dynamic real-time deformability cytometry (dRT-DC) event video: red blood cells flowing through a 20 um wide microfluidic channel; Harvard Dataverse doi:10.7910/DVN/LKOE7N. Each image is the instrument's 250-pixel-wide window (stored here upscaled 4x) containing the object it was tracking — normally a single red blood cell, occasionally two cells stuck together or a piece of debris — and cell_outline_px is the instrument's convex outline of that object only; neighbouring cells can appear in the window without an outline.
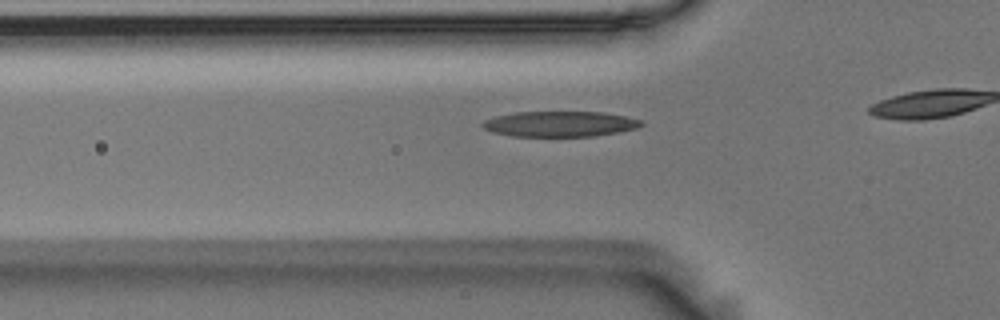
{"species": "Egyptian fruit bat (a non-hibernating species)", "species_latin": "Rousettus aegyptiacus", "temperature_condition": "room temperature", "stored_images_in_passage": 20, "camera_frame_rate_fps": 3000, "um_per_image_px": 0.085, "animal": {"sex": "male"}, "frame": {"image": 1, "passage_image": 15, "time_ms": 4.667, "image_size_px": [1000, 320], "cell_outline_px": [[644, 124], [636, 128], [620, 132], [592, 136], [512, 136], [492, 132], [484, 128], [480, 124], [484, 120], [496, 116], [516, 112], [604, 112], [644, 120]], "centroid_in_image_um": [47.61, 10.53], "position_along_channel_um": 78.2, "area_um2": 23.58}}